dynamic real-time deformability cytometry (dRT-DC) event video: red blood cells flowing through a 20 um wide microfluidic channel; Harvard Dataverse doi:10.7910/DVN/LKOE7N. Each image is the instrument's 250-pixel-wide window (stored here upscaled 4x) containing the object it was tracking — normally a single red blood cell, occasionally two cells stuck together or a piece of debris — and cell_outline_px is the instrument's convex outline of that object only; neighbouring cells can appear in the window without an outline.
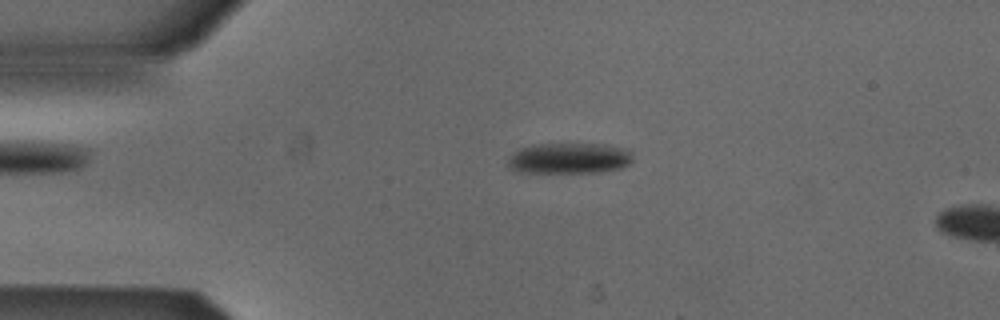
{"species": "Egyptian fruit bat (a non-hibernating species)", "species_latin": "Rousettus aegyptiacus", "temperature_condition": "cold", "stored_images_in_passage": 53, "segment_of_instrument_passage": [1, 2], "camera_frame_rate_fps": 3000, "um_per_image_px": 0.085, "animal": {"sex": "male"}, "frame": {"image": 1, "passage_image": 11, "time_ms": 3.333, "image_size_px": [1000, 320], "cell_outline_px": [[632, 160], [628, 164], [620, 168], [600, 172], [520, 172], [508, 168], [508, 160], [520, 148], [540, 144], [608, 144], [628, 148], [632, 152]], "centroid_in_image_um": [48.44, 13.45], "position_along_channel_um": 36.6, "area_um2": 22.37}}
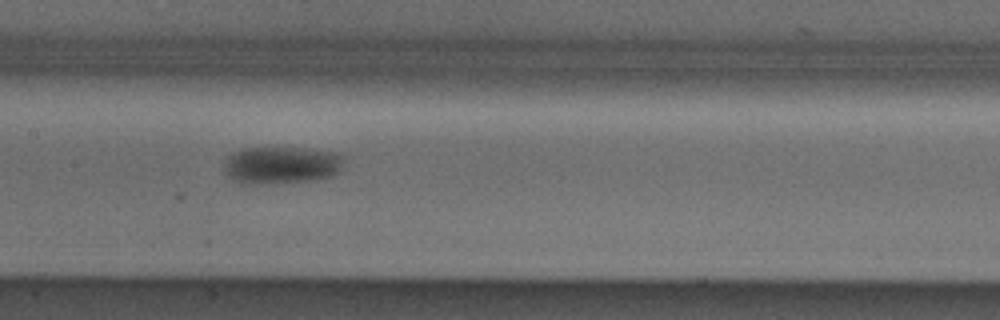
{"frame": {"image": 2, "passage_image": 25, "time_ms": 8.0, "image_size_px": [1000, 320], "cell_outline_px": [[344, 160], [340, 168], [332, 176], [312, 180], [256, 184], [244, 184], [232, 180], [224, 172], [224, 168], [228, 156], [244, 148], [304, 148], [336, 152], [344, 156]], "centroid_in_image_um": [23.92, 14.03], "position_along_channel_um": 183.5, "area_um2": 25.95}}
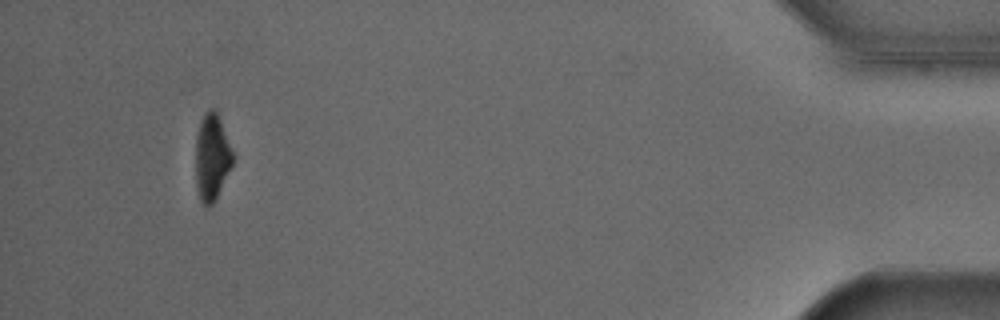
{"frame": {"image": 3, "passage_image": 49, "time_ms": 16.0, "image_size_px": [1000, 320], "cell_outline_px": [[232, 164], [212, 204], [208, 208], [200, 200], [196, 188], [196, 136], [200, 120], [204, 112], [208, 108], [216, 108], [232, 152]], "centroid_in_image_um": [17.97, 13.31], "position_along_channel_um": 417.2, "area_um2": 18.44}}